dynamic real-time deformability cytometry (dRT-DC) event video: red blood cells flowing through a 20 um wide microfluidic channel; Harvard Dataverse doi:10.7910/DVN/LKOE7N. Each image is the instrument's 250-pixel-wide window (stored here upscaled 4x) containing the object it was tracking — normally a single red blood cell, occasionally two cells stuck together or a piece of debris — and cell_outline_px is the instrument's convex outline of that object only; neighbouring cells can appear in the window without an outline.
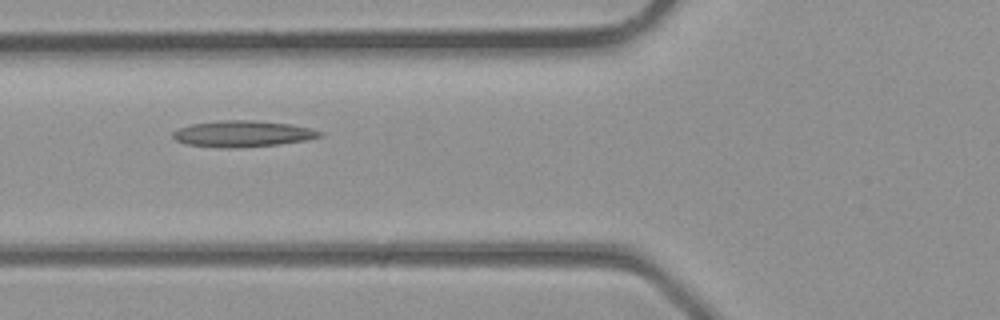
{"species": "common noctule bat (a hibernating species)", "species_latin": "Nyctalus noctula", "temperature_condition": "room temperature", "stored_images_in_passage": 2, "camera_frame_rate_fps": 3000, "um_per_image_px": 0.085, "animal": {"sex": "male", "body_mass_g": 23.1, "forearm_length_mm": 52.7}, "frame": {"image": 1, "passage_image": 2, "time_ms": 0.333, "image_size_px": [1000, 320], "cell_outline_px": [[324, 136], [308, 140], [280, 144], [236, 148], [228, 148], [188, 144], [176, 140], [172, 136], [172, 132], [180, 128], [192, 124], [220, 120], [252, 120], [292, 124], [312, 128], [324, 132]], "centroid_in_image_um": [20.71, 11.36], "position_along_channel_um": 105.1, "area_um2": 22.54}}